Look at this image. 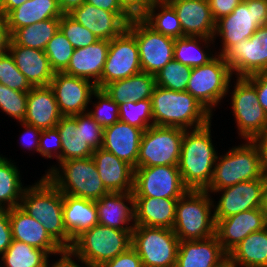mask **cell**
Returning a JSON list of instances; mask_svg holds the SVG:
<instances>
[{"label": "cell", "mask_w": 267, "mask_h": 267, "mask_svg": "<svg viewBox=\"0 0 267 267\" xmlns=\"http://www.w3.org/2000/svg\"><path fill=\"white\" fill-rule=\"evenodd\" d=\"M26 187L19 207L39 221L50 237L63 249L73 244L63 219V193L45 176Z\"/></svg>", "instance_id": "1"}, {"label": "cell", "mask_w": 267, "mask_h": 267, "mask_svg": "<svg viewBox=\"0 0 267 267\" xmlns=\"http://www.w3.org/2000/svg\"><path fill=\"white\" fill-rule=\"evenodd\" d=\"M210 128L211 122L184 130L178 169L189 190H206L212 181L217 153Z\"/></svg>", "instance_id": "2"}, {"label": "cell", "mask_w": 267, "mask_h": 267, "mask_svg": "<svg viewBox=\"0 0 267 267\" xmlns=\"http://www.w3.org/2000/svg\"><path fill=\"white\" fill-rule=\"evenodd\" d=\"M151 106L156 126L190 130L203 127L212 119V114L187 91H173L156 85Z\"/></svg>", "instance_id": "3"}, {"label": "cell", "mask_w": 267, "mask_h": 267, "mask_svg": "<svg viewBox=\"0 0 267 267\" xmlns=\"http://www.w3.org/2000/svg\"><path fill=\"white\" fill-rule=\"evenodd\" d=\"M132 231L97 224L74 240L69 251L89 267H101L131 247Z\"/></svg>", "instance_id": "4"}, {"label": "cell", "mask_w": 267, "mask_h": 267, "mask_svg": "<svg viewBox=\"0 0 267 267\" xmlns=\"http://www.w3.org/2000/svg\"><path fill=\"white\" fill-rule=\"evenodd\" d=\"M267 172L262 154L253 140H246L217 156L212 181L206 190H219L240 182L260 179Z\"/></svg>", "instance_id": "5"}, {"label": "cell", "mask_w": 267, "mask_h": 267, "mask_svg": "<svg viewBox=\"0 0 267 267\" xmlns=\"http://www.w3.org/2000/svg\"><path fill=\"white\" fill-rule=\"evenodd\" d=\"M212 199L206 190H188L178 199L173 231L180 241L203 240L215 235Z\"/></svg>", "instance_id": "6"}, {"label": "cell", "mask_w": 267, "mask_h": 267, "mask_svg": "<svg viewBox=\"0 0 267 267\" xmlns=\"http://www.w3.org/2000/svg\"><path fill=\"white\" fill-rule=\"evenodd\" d=\"M44 176L63 194L97 201L109 193L92 157L62 161L59 168L52 166Z\"/></svg>", "instance_id": "7"}, {"label": "cell", "mask_w": 267, "mask_h": 267, "mask_svg": "<svg viewBox=\"0 0 267 267\" xmlns=\"http://www.w3.org/2000/svg\"><path fill=\"white\" fill-rule=\"evenodd\" d=\"M267 25V0H243L231 14L215 22L213 39L221 36L223 55L231 46L249 39L258 27Z\"/></svg>", "instance_id": "8"}, {"label": "cell", "mask_w": 267, "mask_h": 267, "mask_svg": "<svg viewBox=\"0 0 267 267\" xmlns=\"http://www.w3.org/2000/svg\"><path fill=\"white\" fill-rule=\"evenodd\" d=\"M233 73L222 55H218L209 63L193 67L186 91L211 114L212 110L229 92Z\"/></svg>", "instance_id": "9"}, {"label": "cell", "mask_w": 267, "mask_h": 267, "mask_svg": "<svg viewBox=\"0 0 267 267\" xmlns=\"http://www.w3.org/2000/svg\"><path fill=\"white\" fill-rule=\"evenodd\" d=\"M180 240L173 229L135 225L131 246L143 267H175Z\"/></svg>", "instance_id": "10"}, {"label": "cell", "mask_w": 267, "mask_h": 267, "mask_svg": "<svg viewBox=\"0 0 267 267\" xmlns=\"http://www.w3.org/2000/svg\"><path fill=\"white\" fill-rule=\"evenodd\" d=\"M184 130L153 125L143 131L137 167L178 165Z\"/></svg>", "instance_id": "11"}, {"label": "cell", "mask_w": 267, "mask_h": 267, "mask_svg": "<svg viewBox=\"0 0 267 267\" xmlns=\"http://www.w3.org/2000/svg\"><path fill=\"white\" fill-rule=\"evenodd\" d=\"M127 29L136 39L143 72L155 76L174 59L175 39L154 31L142 19H132Z\"/></svg>", "instance_id": "12"}, {"label": "cell", "mask_w": 267, "mask_h": 267, "mask_svg": "<svg viewBox=\"0 0 267 267\" xmlns=\"http://www.w3.org/2000/svg\"><path fill=\"white\" fill-rule=\"evenodd\" d=\"M236 80L231 106L238 134L244 140H254L267 124V112L259 104L256 88L245 77Z\"/></svg>", "instance_id": "13"}, {"label": "cell", "mask_w": 267, "mask_h": 267, "mask_svg": "<svg viewBox=\"0 0 267 267\" xmlns=\"http://www.w3.org/2000/svg\"><path fill=\"white\" fill-rule=\"evenodd\" d=\"M188 190L183 183L178 165L134 169V197L180 198Z\"/></svg>", "instance_id": "14"}, {"label": "cell", "mask_w": 267, "mask_h": 267, "mask_svg": "<svg viewBox=\"0 0 267 267\" xmlns=\"http://www.w3.org/2000/svg\"><path fill=\"white\" fill-rule=\"evenodd\" d=\"M141 71L136 39L126 28L119 36L110 40L99 88L103 89L111 82L128 78Z\"/></svg>", "instance_id": "15"}, {"label": "cell", "mask_w": 267, "mask_h": 267, "mask_svg": "<svg viewBox=\"0 0 267 267\" xmlns=\"http://www.w3.org/2000/svg\"><path fill=\"white\" fill-rule=\"evenodd\" d=\"M222 56L237 77L267 71V25L258 27L249 39L231 46Z\"/></svg>", "instance_id": "16"}, {"label": "cell", "mask_w": 267, "mask_h": 267, "mask_svg": "<svg viewBox=\"0 0 267 267\" xmlns=\"http://www.w3.org/2000/svg\"><path fill=\"white\" fill-rule=\"evenodd\" d=\"M266 183L267 172L257 180L240 182L219 190H206L211 193L222 192L217 205L213 206L214 219H224L240 212L261 208Z\"/></svg>", "instance_id": "17"}, {"label": "cell", "mask_w": 267, "mask_h": 267, "mask_svg": "<svg viewBox=\"0 0 267 267\" xmlns=\"http://www.w3.org/2000/svg\"><path fill=\"white\" fill-rule=\"evenodd\" d=\"M49 86L53 90L62 116H75L87 112L93 92L97 89L92 81L64 72H55Z\"/></svg>", "instance_id": "18"}, {"label": "cell", "mask_w": 267, "mask_h": 267, "mask_svg": "<svg viewBox=\"0 0 267 267\" xmlns=\"http://www.w3.org/2000/svg\"><path fill=\"white\" fill-rule=\"evenodd\" d=\"M214 220L216 223L215 235L227 254L246 236L267 227V220L261 208Z\"/></svg>", "instance_id": "19"}, {"label": "cell", "mask_w": 267, "mask_h": 267, "mask_svg": "<svg viewBox=\"0 0 267 267\" xmlns=\"http://www.w3.org/2000/svg\"><path fill=\"white\" fill-rule=\"evenodd\" d=\"M228 254L216 235L203 240L180 241L175 267H224Z\"/></svg>", "instance_id": "20"}, {"label": "cell", "mask_w": 267, "mask_h": 267, "mask_svg": "<svg viewBox=\"0 0 267 267\" xmlns=\"http://www.w3.org/2000/svg\"><path fill=\"white\" fill-rule=\"evenodd\" d=\"M175 10L183 36L213 38L215 21L208 0H166Z\"/></svg>", "instance_id": "21"}, {"label": "cell", "mask_w": 267, "mask_h": 267, "mask_svg": "<svg viewBox=\"0 0 267 267\" xmlns=\"http://www.w3.org/2000/svg\"><path fill=\"white\" fill-rule=\"evenodd\" d=\"M13 240L44 250L48 255L61 254L64 250L50 237L43 225L29 216L19 206L9 209Z\"/></svg>", "instance_id": "22"}, {"label": "cell", "mask_w": 267, "mask_h": 267, "mask_svg": "<svg viewBox=\"0 0 267 267\" xmlns=\"http://www.w3.org/2000/svg\"><path fill=\"white\" fill-rule=\"evenodd\" d=\"M68 15L91 31L99 40H112L128 25L117 13L97 8L87 2L73 9Z\"/></svg>", "instance_id": "23"}, {"label": "cell", "mask_w": 267, "mask_h": 267, "mask_svg": "<svg viewBox=\"0 0 267 267\" xmlns=\"http://www.w3.org/2000/svg\"><path fill=\"white\" fill-rule=\"evenodd\" d=\"M142 134L143 130L141 128L119 120L104 128L102 148L135 169L137 168Z\"/></svg>", "instance_id": "24"}, {"label": "cell", "mask_w": 267, "mask_h": 267, "mask_svg": "<svg viewBox=\"0 0 267 267\" xmlns=\"http://www.w3.org/2000/svg\"><path fill=\"white\" fill-rule=\"evenodd\" d=\"M95 203L98 224L124 231H133L135 227L133 192H109ZM130 221L133 222L132 225L129 224Z\"/></svg>", "instance_id": "25"}, {"label": "cell", "mask_w": 267, "mask_h": 267, "mask_svg": "<svg viewBox=\"0 0 267 267\" xmlns=\"http://www.w3.org/2000/svg\"><path fill=\"white\" fill-rule=\"evenodd\" d=\"M8 51L19 71L33 87L49 86L55 71L43 50L16 45L10 39Z\"/></svg>", "instance_id": "26"}, {"label": "cell", "mask_w": 267, "mask_h": 267, "mask_svg": "<svg viewBox=\"0 0 267 267\" xmlns=\"http://www.w3.org/2000/svg\"><path fill=\"white\" fill-rule=\"evenodd\" d=\"M92 158L109 192H133L134 168L131 165L103 148L94 150Z\"/></svg>", "instance_id": "27"}, {"label": "cell", "mask_w": 267, "mask_h": 267, "mask_svg": "<svg viewBox=\"0 0 267 267\" xmlns=\"http://www.w3.org/2000/svg\"><path fill=\"white\" fill-rule=\"evenodd\" d=\"M110 41L98 40L87 47L74 50L69 65L63 71L66 74L87 79L99 88V80L108 55Z\"/></svg>", "instance_id": "28"}, {"label": "cell", "mask_w": 267, "mask_h": 267, "mask_svg": "<svg viewBox=\"0 0 267 267\" xmlns=\"http://www.w3.org/2000/svg\"><path fill=\"white\" fill-rule=\"evenodd\" d=\"M62 114L50 86L33 87L28 92L23 122L41 130L55 128Z\"/></svg>", "instance_id": "29"}, {"label": "cell", "mask_w": 267, "mask_h": 267, "mask_svg": "<svg viewBox=\"0 0 267 267\" xmlns=\"http://www.w3.org/2000/svg\"><path fill=\"white\" fill-rule=\"evenodd\" d=\"M178 199L134 197V224L173 229Z\"/></svg>", "instance_id": "30"}, {"label": "cell", "mask_w": 267, "mask_h": 267, "mask_svg": "<svg viewBox=\"0 0 267 267\" xmlns=\"http://www.w3.org/2000/svg\"><path fill=\"white\" fill-rule=\"evenodd\" d=\"M62 143L61 162L92 157L94 150L84 140L83 113L62 116L56 125Z\"/></svg>", "instance_id": "31"}, {"label": "cell", "mask_w": 267, "mask_h": 267, "mask_svg": "<svg viewBox=\"0 0 267 267\" xmlns=\"http://www.w3.org/2000/svg\"><path fill=\"white\" fill-rule=\"evenodd\" d=\"M63 219L72 240L98 224L95 201L63 194Z\"/></svg>", "instance_id": "32"}, {"label": "cell", "mask_w": 267, "mask_h": 267, "mask_svg": "<svg viewBox=\"0 0 267 267\" xmlns=\"http://www.w3.org/2000/svg\"><path fill=\"white\" fill-rule=\"evenodd\" d=\"M62 15L57 0H28L6 16L8 31L11 36L19 28Z\"/></svg>", "instance_id": "33"}, {"label": "cell", "mask_w": 267, "mask_h": 267, "mask_svg": "<svg viewBox=\"0 0 267 267\" xmlns=\"http://www.w3.org/2000/svg\"><path fill=\"white\" fill-rule=\"evenodd\" d=\"M232 267H267V227L246 236L228 253Z\"/></svg>", "instance_id": "34"}, {"label": "cell", "mask_w": 267, "mask_h": 267, "mask_svg": "<svg viewBox=\"0 0 267 267\" xmlns=\"http://www.w3.org/2000/svg\"><path fill=\"white\" fill-rule=\"evenodd\" d=\"M155 87V76L141 71L128 78L111 82L103 89L119 105L128 100L151 99Z\"/></svg>", "instance_id": "35"}, {"label": "cell", "mask_w": 267, "mask_h": 267, "mask_svg": "<svg viewBox=\"0 0 267 267\" xmlns=\"http://www.w3.org/2000/svg\"><path fill=\"white\" fill-rule=\"evenodd\" d=\"M159 8L161 10L156 13ZM141 19L158 33L173 39L183 37L182 26L177 14L166 0H155Z\"/></svg>", "instance_id": "36"}, {"label": "cell", "mask_w": 267, "mask_h": 267, "mask_svg": "<svg viewBox=\"0 0 267 267\" xmlns=\"http://www.w3.org/2000/svg\"><path fill=\"white\" fill-rule=\"evenodd\" d=\"M211 42H215L213 38H205L200 36H183L175 39L174 43V60L191 68L202 66L213 60L217 54L211 55L206 53L202 47L208 48ZM201 43L202 44L201 47Z\"/></svg>", "instance_id": "37"}, {"label": "cell", "mask_w": 267, "mask_h": 267, "mask_svg": "<svg viewBox=\"0 0 267 267\" xmlns=\"http://www.w3.org/2000/svg\"><path fill=\"white\" fill-rule=\"evenodd\" d=\"M60 18H50L17 29L10 39L20 46L45 50L47 43L59 30Z\"/></svg>", "instance_id": "38"}, {"label": "cell", "mask_w": 267, "mask_h": 267, "mask_svg": "<svg viewBox=\"0 0 267 267\" xmlns=\"http://www.w3.org/2000/svg\"><path fill=\"white\" fill-rule=\"evenodd\" d=\"M20 177L17 166L0 155V209L8 210L20 205L25 190Z\"/></svg>", "instance_id": "39"}, {"label": "cell", "mask_w": 267, "mask_h": 267, "mask_svg": "<svg viewBox=\"0 0 267 267\" xmlns=\"http://www.w3.org/2000/svg\"><path fill=\"white\" fill-rule=\"evenodd\" d=\"M48 258L49 255L44 250L13 240L2 254L1 260L3 267H42Z\"/></svg>", "instance_id": "40"}, {"label": "cell", "mask_w": 267, "mask_h": 267, "mask_svg": "<svg viewBox=\"0 0 267 267\" xmlns=\"http://www.w3.org/2000/svg\"><path fill=\"white\" fill-rule=\"evenodd\" d=\"M119 119L145 131L148 127L154 125L151 99L128 100L125 103L119 104Z\"/></svg>", "instance_id": "41"}, {"label": "cell", "mask_w": 267, "mask_h": 267, "mask_svg": "<svg viewBox=\"0 0 267 267\" xmlns=\"http://www.w3.org/2000/svg\"><path fill=\"white\" fill-rule=\"evenodd\" d=\"M191 70L190 66L173 59L155 75L156 85L173 91H186Z\"/></svg>", "instance_id": "42"}, {"label": "cell", "mask_w": 267, "mask_h": 267, "mask_svg": "<svg viewBox=\"0 0 267 267\" xmlns=\"http://www.w3.org/2000/svg\"><path fill=\"white\" fill-rule=\"evenodd\" d=\"M74 50L69 40L59 29L47 43L44 52L52 69L55 72H63L69 65Z\"/></svg>", "instance_id": "43"}, {"label": "cell", "mask_w": 267, "mask_h": 267, "mask_svg": "<svg viewBox=\"0 0 267 267\" xmlns=\"http://www.w3.org/2000/svg\"><path fill=\"white\" fill-rule=\"evenodd\" d=\"M0 83L10 89L27 93L33 88L26 77L17 68L8 50L0 55Z\"/></svg>", "instance_id": "44"}, {"label": "cell", "mask_w": 267, "mask_h": 267, "mask_svg": "<svg viewBox=\"0 0 267 267\" xmlns=\"http://www.w3.org/2000/svg\"><path fill=\"white\" fill-rule=\"evenodd\" d=\"M93 95L99 100L95 102V110L88 113L103 128L113 125L119 121V105L111 99L104 89L97 88Z\"/></svg>", "instance_id": "45"}, {"label": "cell", "mask_w": 267, "mask_h": 267, "mask_svg": "<svg viewBox=\"0 0 267 267\" xmlns=\"http://www.w3.org/2000/svg\"><path fill=\"white\" fill-rule=\"evenodd\" d=\"M27 98V92L10 89L0 83V109L19 123L26 115Z\"/></svg>", "instance_id": "46"}, {"label": "cell", "mask_w": 267, "mask_h": 267, "mask_svg": "<svg viewBox=\"0 0 267 267\" xmlns=\"http://www.w3.org/2000/svg\"><path fill=\"white\" fill-rule=\"evenodd\" d=\"M59 29L74 49L87 47L99 40L91 31L76 22L68 14H63L60 18Z\"/></svg>", "instance_id": "47"}, {"label": "cell", "mask_w": 267, "mask_h": 267, "mask_svg": "<svg viewBox=\"0 0 267 267\" xmlns=\"http://www.w3.org/2000/svg\"><path fill=\"white\" fill-rule=\"evenodd\" d=\"M62 143L57 128L44 129L41 131L38 153L46 158H56L61 163ZM54 155V156H53Z\"/></svg>", "instance_id": "48"}, {"label": "cell", "mask_w": 267, "mask_h": 267, "mask_svg": "<svg viewBox=\"0 0 267 267\" xmlns=\"http://www.w3.org/2000/svg\"><path fill=\"white\" fill-rule=\"evenodd\" d=\"M104 128L87 112L83 113V135L93 150L102 148Z\"/></svg>", "instance_id": "49"}, {"label": "cell", "mask_w": 267, "mask_h": 267, "mask_svg": "<svg viewBox=\"0 0 267 267\" xmlns=\"http://www.w3.org/2000/svg\"><path fill=\"white\" fill-rule=\"evenodd\" d=\"M101 267H143V264L136 250L131 246Z\"/></svg>", "instance_id": "50"}, {"label": "cell", "mask_w": 267, "mask_h": 267, "mask_svg": "<svg viewBox=\"0 0 267 267\" xmlns=\"http://www.w3.org/2000/svg\"><path fill=\"white\" fill-rule=\"evenodd\" d=\"M155 0H118L121 8L132 18L141 19Z\"/></svg>", "instance_id": "51"}, {"label": "cell", "mask_w": 267, "mask_h": 267, "mask_svg": "<svg viewBox=\"0 0 267 267\" xmlns=\"http://www.w3.org/2000/svg\"><path fill=\"white\" fill-rule=\"evenodd\" d=\"M243 0H208L214 21L228 16Z\"/></svg>", "instance_id": "52"}, {"label": "cell", "mask_w": 267, "mask_h": 267, "mask_svg": "<svg viewBox=\"0 0 267 267\" xmlns=\"http://www.w3.org/2000/svg\"><path fill=\"white\" fill-rule=\"evenodd\" d=\"M13 241L9 220V209H0V256Z\"/></svg>", "instance_id": "53"}, {"label": "cell", "mask_w": 267, "mask_h": 267, "mask_svg": "<svg viewBox=\"0 0 267 267\" xmlns=\"http://www.w3.org/2000/svg\"><path fill=\"white\" fill-rule=\"evenodd\" d=\"M245 78L256 88L259 104L267 112V71Z\"/></svg>", "instance_id": "54"}, {"label": "cell", "mask_w": 267, "mask_h": 267, "mask_svg": "<svg viewBox=\"0 0 267 267\" xmlns=\"http://www.w3.org/2000/svg\"><path fill=\"white\" fill-rule=\"evenodd\" d=\"M21 125L25 127L24 133L21 135L22 145L28 150H36L38 152L39 140L41 135V129L21 122Z\"/></svg>", "instance_id": "55"}, {"label": "cell", "mask_w": 267, "mask_h": 267, "mask_svg": "<svg viewBox=\"0 0 267 267\" xmlns=\"http://www.w3.org/2000/svg\"><path fill=\"white\" fill-rule=\"evenodd\" d=\"M85 2L103 10L117 13L127 24L132 18L121 8L118 0H85Z\"/></svg>", "instance_id": "56"}, {"label": "cell", "mask_w": 267, "mask_h": 267, "mask_svg": "<svg viewBox=\"0 0 267 267\" xmlns=\"http://www.w3.org/2000/svg\"><path fill=\"white\" fill-rule=\"evenodd\" d=\"M10 34L8 31L6 17L0 15V55L8 50Z\"/></svg>", "instance_id": "57"}, {"label": "cell", "mask_w": 267, "mask_h": 267, "mask_svg": "<svg viewBox=\"0 0 267 267\" xmlns=\"http://www.w3.org/2000/svg\"><path fill=\"white\" fill-rule=\"evenodd\" d=\"M60 255L61 256L59 260L53 263L51 267H81L79 264H76L74 260H72L73 257L69 250H64ZM48 262L49 261L47 260V267H50V264ZM81 264H84L82 267H89L82 261Z\"/></svg>", "instance_id": "58"}, {"label": "cell", "mask_w": 267, "mask_h": 267, "mask_svg": "<svg viewBox=\"0 0 267 267\" xmlns=\"http://www.w3.org/2000/svg\"><path fill=\"white\" fill-rule=\"evenodd\" d=\"M253 141L258 145L263 162L267 167V124L263 131Z\"/></svg>", "instance_id": "59"}, {"label": "cell", "mask_w": 267, "mask_h": 267, "mask_svg": "<svg viewBox=\"0 0 267 267\" xmlns=\"http://www.w3.org/2000/svg\"><path fill=\"white\" fill-rule=\"evenodd\" d=\"M63 14L70 13L73 9L80 7L85 0H57Z\"/></svg>", "instance_id": "60"}, {"label": "cell", "mask_w": 267, "mask_h": 267, "mask_svg": "<svg viewBox=\"0 0 267 267\" xmlns=\"http://www.w3.org/2000/svg\"><path fill=\"white\" fill-rule=\"evenodd\" d=\"M28 0H3V16L6 17L12 10L18 8Z\"/></svg>", "instance_id": "61"}, {"label": "cell", "mask_w": 267, "mask_h": 267, "mask_svg": "<svg viewBox=\"0 0 267 267\" xmlns=\"http://www.w3.org/2000/svg\"><path fill=\"white\" fill-rule=\"evenodd\" d=\"M261 210L267 220V183L263 189L262 193V204H261Z\"/></svg>", "instance_id": "62"}, {"label": "cell", "mask_w": 267, "mask_h": 267, "mask_svg": "<svg viewBox=\"0 0 267 267\" xmlns=\"http://www.w3.org/2000/svg\"><path fill=\"white\" fill-rule=\"evenodd\" d=\"M0 15H3V0H0Z\"/></svg>", "instance_id": "63"}]
</instances>
